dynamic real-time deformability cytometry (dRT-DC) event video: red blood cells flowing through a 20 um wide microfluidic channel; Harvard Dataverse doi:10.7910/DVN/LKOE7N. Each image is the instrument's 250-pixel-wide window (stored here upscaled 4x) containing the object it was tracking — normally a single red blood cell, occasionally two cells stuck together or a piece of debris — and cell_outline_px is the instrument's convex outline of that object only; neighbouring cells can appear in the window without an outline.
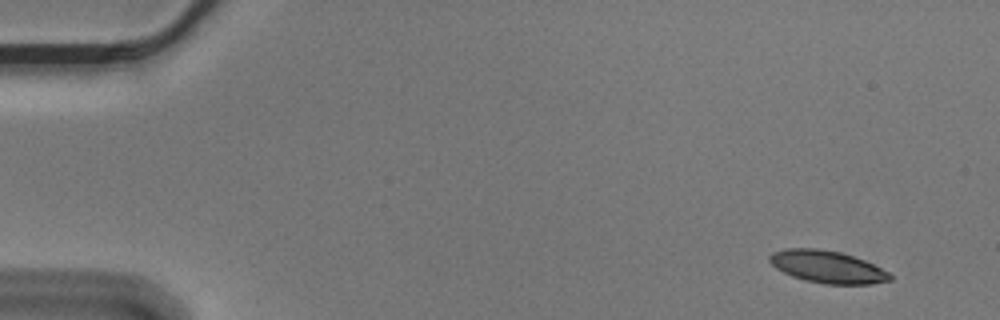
{"species": "Egyptian fruit bat (a non-hibernating species)", "species_latin": "Rousettus aegyptiacus", "temperature_condition": "cold", "stored_images_in_passage": 54, "camera_frame_rate_fps": 3000, "um_per_image_px": 0.085, "animal": {"sex": "male"}, "frame": {"image": 1, "passage_image": 1, "time_ms": 0.0, "image_size_px": [1000, 320], "cell_outline_px": [[892, 280], [868, 284], [824, 284], [804, 280], [792, 276], [776, 268], [768, 260], [768, 256], [772, 252], [784, 248], [816, 248], [840, 252], [864, 260], [888, 272], [892, 276]], "centroid_in_image_um": [70.28, 22.67], "position_along_channel_um": 14.7, "area_um2": 22.6}}
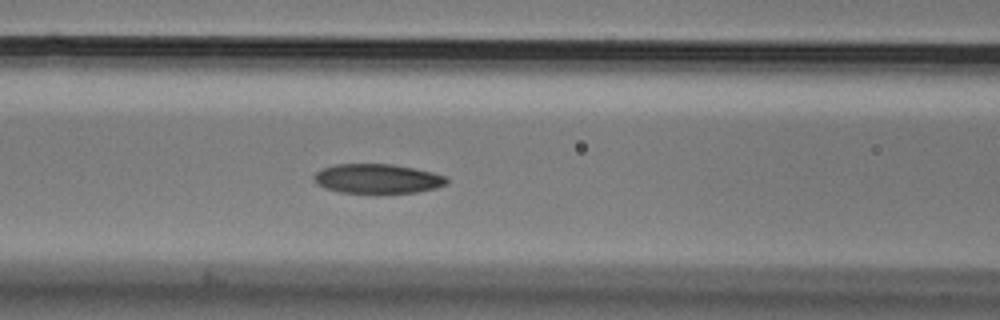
{"frame": {"image": 2, "passage_image": 21, "time_ms": 6.667, "image_size_px": [1000, 320], "cell_outline_px": [[448, 184], [436, 188], [416, 192], [340, 192], [324, 188], [316, 184], [312, 180], [312, 176], [316, 172], [324, 168], [336, 164], [392, 164], [432, 172], [448, 176]], "centroid_in_image_um": [32.07, 15.18], "position_along_channel_um": 134.5, "area_um2": 22.72}}
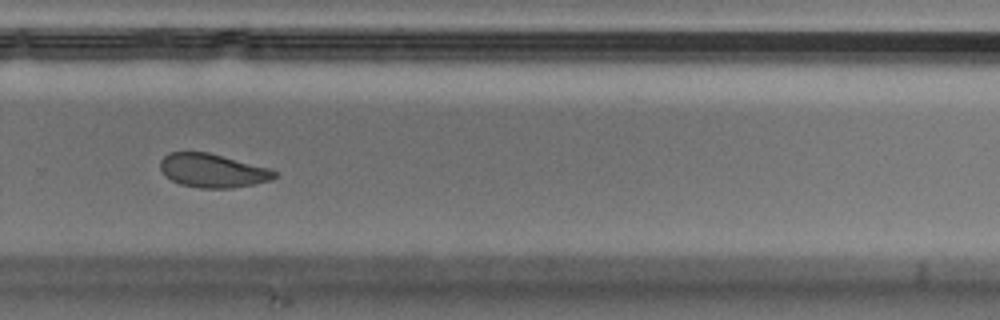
{"frame": {"image": 3, "passage_image": 36, "time_ms": 11.667, "image_size_px": [1000, 320], "cell_outline_px": [[276, 176], [272, 180], [256, 184], [228, 188], [200, 188], [180, 184], [164, 176], [160, 168], [160, 160], [168, 152], [208, 152], [268, 168], [276, 172]], "centroid_in_image_um": [18.04, 14.5], "position_along_channel_um": 311.8, "area_um2": 22.37}, "authors_computed_cell_mechanics": {"area_um2": 23.409, "velocity_mm_per_s": 3.5556, "shape_relaxation_time_tau1_ms": 6.579, "shape_relaxation_time_tau2_ms": 3.7282, "deformation_change_tau1": 0.1584, "deformation_change_tau2": 0.0905}}